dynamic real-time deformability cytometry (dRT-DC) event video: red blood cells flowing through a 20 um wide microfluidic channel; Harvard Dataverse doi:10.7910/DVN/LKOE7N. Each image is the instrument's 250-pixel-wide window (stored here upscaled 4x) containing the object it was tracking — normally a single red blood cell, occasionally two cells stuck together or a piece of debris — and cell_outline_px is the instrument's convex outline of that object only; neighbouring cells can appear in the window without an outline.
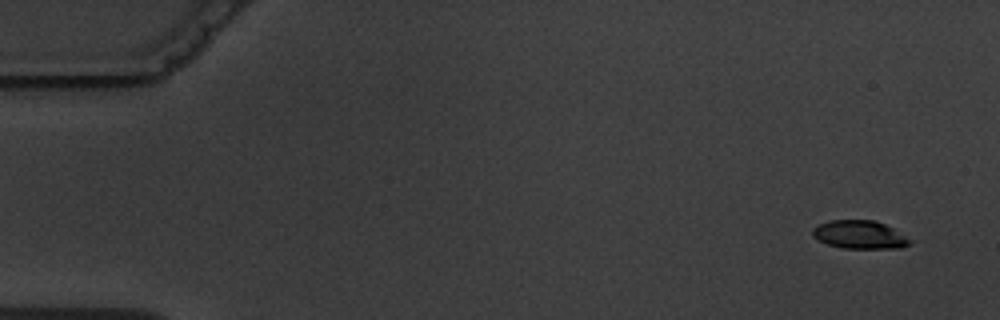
{"species": "common noctule bat (a hibernating species)", "species_latin": "Nyctalus noctula", "temperature_condition": "warm", "stored_images_in_passage": 5, "camera_frame_rate_fps": 3000, "um_per_image_px": 0.085, "animal": {"sex": "male", "body_mass_g": 19.5, "forearm_length_mm": 54.6}, "frame": {"image": 1, "passage_image": 1, "time_ms": 0.0, "image_size_px": [1000, 320], "cell_outline_px": [[912, 244], [900, 248], [840, 248], [828, 244], [812, 236], [812, 228], [816, 224], [828, 220], [872, 220], [884, 224], [892, 228], [912, 240]], "centroid_in_image_um": [73.04, 19.94], "position_along_channel_um": 12.0, "area_um2": 16.07}}
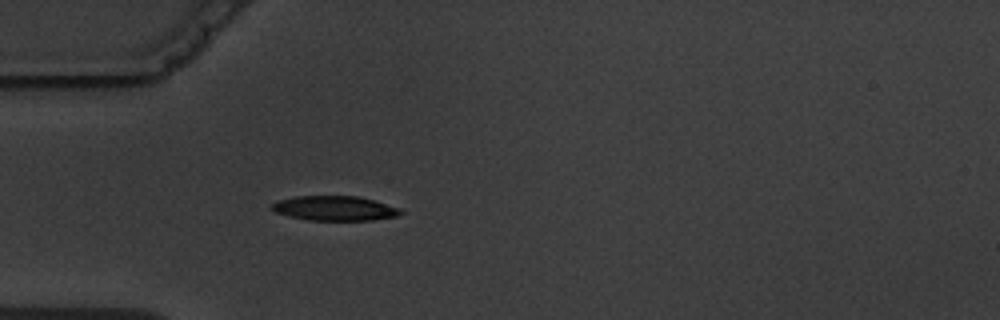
{"frame": {"image": 2, "passage_image": 5, "time_ms": 4.667, "image_size_px": [1000, 320], "cell_outline_px": [[404, 212], [396, 216], [372, 220], [308, 220], [288, 216], [276, 212], [272, 208], [272, 204], [276, 200], [296, 196], [356, 196], [376, 200], [400, 208]], "centroid_in_image_um": [28.46, 17.7], "position_along_channel_um": 56.5, "area_um2": 18.55}}